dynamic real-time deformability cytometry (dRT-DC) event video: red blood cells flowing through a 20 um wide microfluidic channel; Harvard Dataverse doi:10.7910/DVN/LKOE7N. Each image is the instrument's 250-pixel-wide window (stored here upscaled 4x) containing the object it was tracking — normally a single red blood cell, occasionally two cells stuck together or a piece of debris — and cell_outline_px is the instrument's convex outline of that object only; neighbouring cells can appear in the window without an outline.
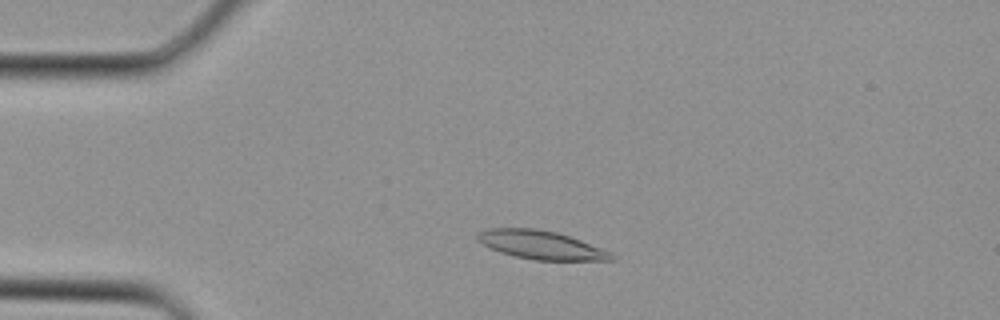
{"species": "Egyptian fruit bat (a non-hibernating species)", "species_latin": "Rousettus aegyptiacus", "temperature_condition": "cold", "stored_images_in_passage": 1, "camera_frame_rate_fps": 3000, "um_per_image_px": 0.085, "animal": {"sex": "female"}, "frame": {"image": 1, "passage_image": 1, "time_ms": 0.0, "image_size_px": [1000, 320], "cell_outline_px": [[616, 260], [536, 260], [516, 256], [500, 252], [476, 240], [476, 232], [488, 228], [536, 228], [556, 232], [580, 240], [612, 252], [616, 256]], "centroid_in_image_um": [45.99, 20.81], "position_along_channel_um": 39.0, "area_um2": 22.2}}